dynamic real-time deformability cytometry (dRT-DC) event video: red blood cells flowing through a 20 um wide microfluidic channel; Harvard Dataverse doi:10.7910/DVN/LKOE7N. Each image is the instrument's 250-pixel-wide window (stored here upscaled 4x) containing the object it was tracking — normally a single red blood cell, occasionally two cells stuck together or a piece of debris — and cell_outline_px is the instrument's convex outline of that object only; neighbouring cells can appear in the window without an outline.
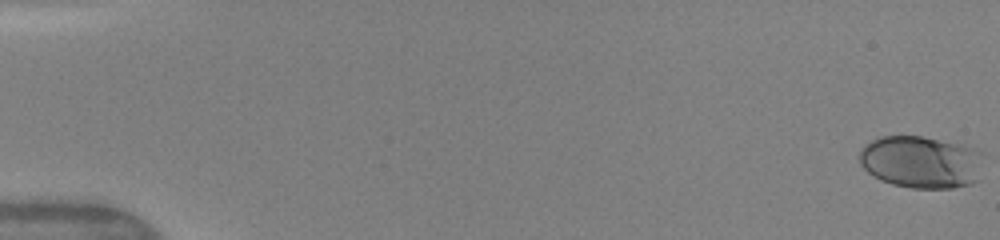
{"species": "human", "species_latin": "Homo sapiens", "temperature_condition": "warm", "stored_images_in_passage": 50, "camera_frame_rate_fps": 3000, "um_per_image_px": 0.085, "donor": {"sex": "female"}, "frame": {"image": 1, "passage_image": 1, "time_ms": 0.0, "image_size_px": [1000, 240], "cell_outline_px": [[980, 180], [972, 184], [952, 188], [912, 188], [892, 184], [880, 180], [868, 172], [860, 164], [860, 148], [872, 140], [880, 136], [920, 136], [960, 144], [972, 148]], "centroid_in_image_um": [78.17, 13.79], "position_along_channel_um": 6.8, "area_um2": 36.99}}
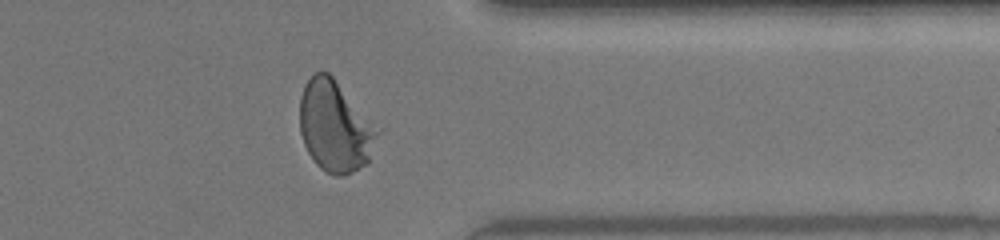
{"frame": {"image": 2, "passage_image": 41, "time_ms": 13.333, "image_size_px": [1000, 240], "cell_outline_px": [[380, 132], [368, 164], [344, 176], [332, 176], [320, 168], [312, 160], [304, 144], [300, 132], [300, 96], [304, 84], [316, 72], [328, 72], [332, 76]], "centroid_in_image_um": [28.45, 10.8], "position_along_channel_um": 382.9, "area_um2": 40.92}}
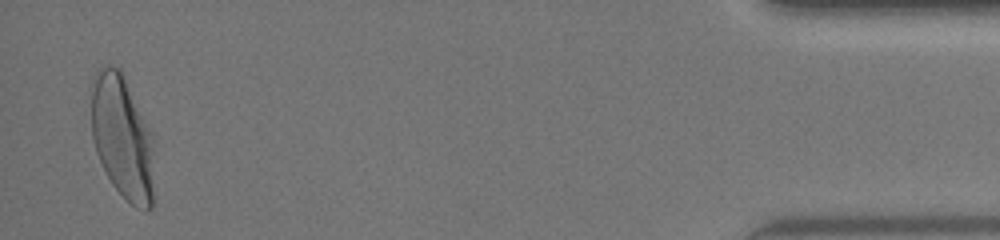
{"frame": {"image": 3, "passage_image": 49, "time_ms": 16.0, "image_size_px": [1000, 240], "cell_outline_px": [[152, 208], [144, 212], [136, 208], [112, 184], [96, 152], [92, 136], [92, 76], [96, 72], [104, 68], [120, 68], [124, 76], [148, 128], [152, 140]], "centroid_in_image_um": [10.38, 11.7], "position_along_channel_um": 424.8, "area_um2": 44.16}, "authors_computed_cell_mechanics": {"area_um2": 38.0613, "velocity_mm_per_s": 4.1485, "shape_relaxation_time_tau1_ms": 3.1502, "shape_relaxation_time_tau2_ms": null, "deformation_change_tau1": 0.1645, "deformation_change_tau2": null}}